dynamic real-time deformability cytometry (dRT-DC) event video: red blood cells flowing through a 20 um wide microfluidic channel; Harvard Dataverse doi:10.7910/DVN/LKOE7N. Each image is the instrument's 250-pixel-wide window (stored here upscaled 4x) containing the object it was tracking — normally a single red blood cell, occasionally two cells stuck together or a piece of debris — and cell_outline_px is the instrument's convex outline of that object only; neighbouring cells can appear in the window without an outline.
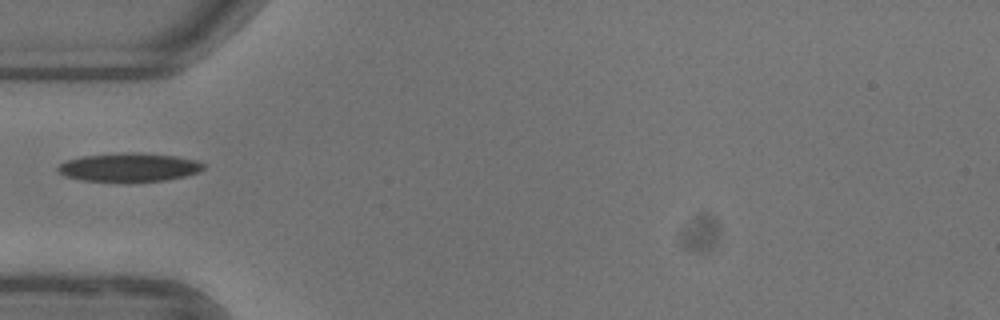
{"species": "common noctule bat (a hibernating species)", "species_latin": "Nyctalus noctula", "temperature_condition": "warm", "stored_images_in_passage": 36, "camera_frame_rate_fps": 3000, "um_per_image_px": 0.085, "animal": {"sex": "female"}, "frame": {"image": 1, "passage_image": 1, "time_ms": 0.0, "image_size_px": [1000, 320], "cell_outline_px": [[204, 168], [196, 172], [184, 176], [164, 180], [84, 180], [64, 176], [56, 172], [56, 168], [60, 164], [68, 160], [84, 156], [132, 152], [136, 152], [176, 156], [196, 160], [204, 164]], "centroid_in_image_um": [10.95, 14.2], "position_along_channel_um": 74.0, "area_um2": 23.52}}
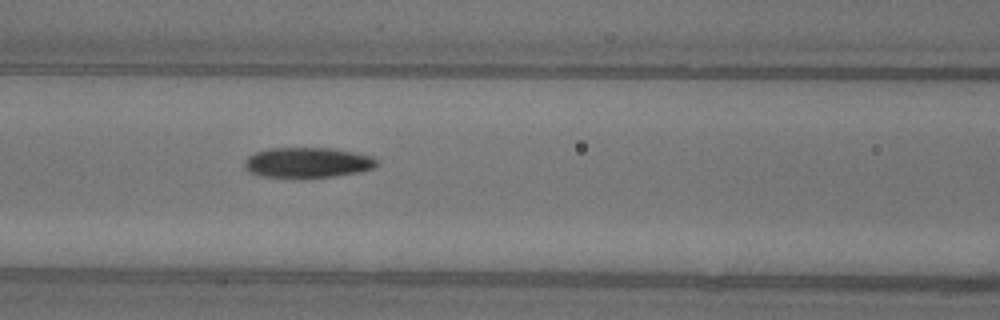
{"frame": {"image": 2, "passage_image": 6, "time_ms": 1.667, "image_size_px": [1000, 320], "cell_outline_px": [[376, 164], [372, 168], [360, 172], [336, 176], [260, 176], [248, 172], [244, 168], [244, 164], [248, 156], [256, 152], [268, 148], [332, 148], [372, 156], [376, 160]], "centroid_in_image_um": [26.11, 13.8], "position_along_channel_um": 140.5, "area_um2": 22.89}}